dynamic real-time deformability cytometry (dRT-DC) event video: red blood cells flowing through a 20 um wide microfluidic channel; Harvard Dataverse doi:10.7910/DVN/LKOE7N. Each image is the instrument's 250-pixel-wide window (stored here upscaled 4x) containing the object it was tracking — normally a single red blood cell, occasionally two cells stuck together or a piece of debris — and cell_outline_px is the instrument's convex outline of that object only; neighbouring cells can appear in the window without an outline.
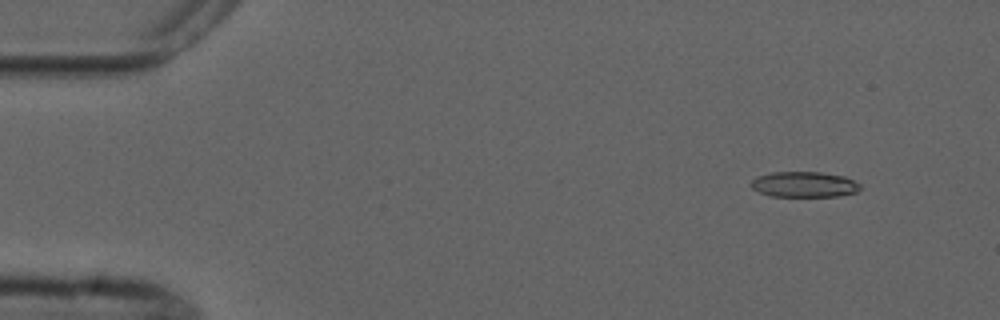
{"species": "common noctule bat (a hibernating species)", "species_latin": "Nyctalus noctula", "temperature_condition": "cold", "stored_images_in_passage": 4, "camera_frame_rate_fps": 3000, "um_per_image_px": 0.085, "animal": {"sex": "male", "forearm_length_mm": 52.5}, "frame": {"image": 1, "passage_image": 1, "time_ms": 0.0, "image_size_px": [1000, 320], "cell_outline_px": [[860, 188], [856, 192], [840, 196], [772, 196], [760, 192], [752, 188], [752, 180], [756, 176], [772, 172], [820, 172], [844, 176], [860, 184]], "centroid_in_image_um": [68.36, 15.67], "position_along_channel_um": 16.6, "area_um2": 16.13}}
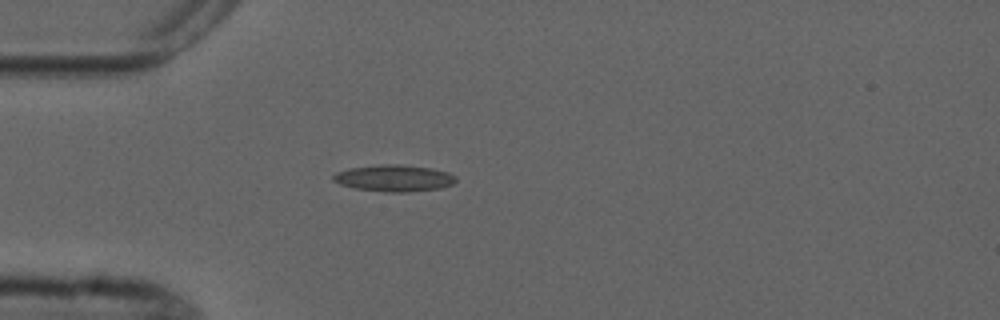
{"frame": {"image": 2, "passage_image": 4, "time_ms": 3.333, "image_size_px": [1000, 320], "cell_outline_px": [[456, 180], [452, 184], [440, 188], [408, 192], [384, 192], [352, 188], [340, 184], [332, 180], [332, 176], [336, 172], [348, 168], [384, 164], [396, 164], [432, 168], [448, 172], [456, 176]], "centroid_in_image_um": [33.47, 15.14], "position_along_channel_um": 51.5, "area_um2": 19.13}}